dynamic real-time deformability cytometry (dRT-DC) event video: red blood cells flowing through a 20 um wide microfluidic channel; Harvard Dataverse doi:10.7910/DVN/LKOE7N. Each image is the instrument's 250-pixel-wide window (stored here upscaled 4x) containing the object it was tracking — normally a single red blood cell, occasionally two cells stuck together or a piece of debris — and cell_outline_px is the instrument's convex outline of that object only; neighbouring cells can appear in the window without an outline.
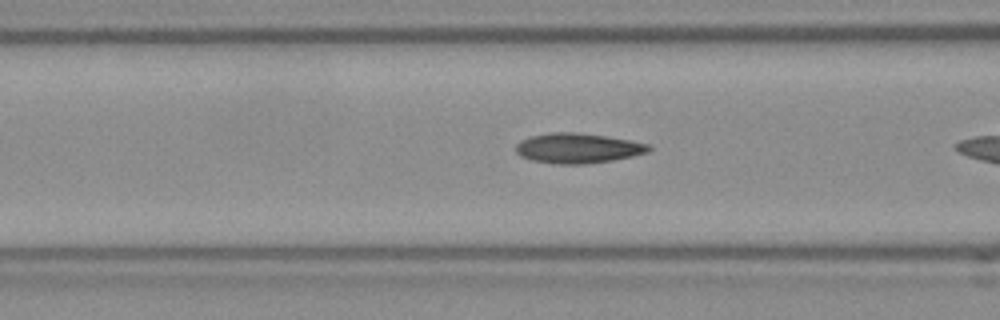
{"species": "Egyptian fruit bat (a non-hibernating species)", "species_latin": "Rousettus aegyptiacus", "temperature_condition": "room temperature", "stored_images_in_passage": 37, "camera_frame_rate_fps": 3000, "um_per_image_px": 0.085, "frame": {"image": 1, "passage_image": 16, "time_ms": 5.0, "image_size_px": [1000, 320], "cell_outline_px": [[652, 148], [648, 152], [632, 156], [612, 160], [584, 164], [556, 164], [532, 160], [520, 156], [516, 152], [516, 144], [520, 140], [532, 136], [548, 132], [576, 132], [604, 136], [628, 140], [648, 144]], "centroid_in_image_um": [49.08, 12.59], "position_along_channel_um": 117.5, "area_um2": 23.12}}